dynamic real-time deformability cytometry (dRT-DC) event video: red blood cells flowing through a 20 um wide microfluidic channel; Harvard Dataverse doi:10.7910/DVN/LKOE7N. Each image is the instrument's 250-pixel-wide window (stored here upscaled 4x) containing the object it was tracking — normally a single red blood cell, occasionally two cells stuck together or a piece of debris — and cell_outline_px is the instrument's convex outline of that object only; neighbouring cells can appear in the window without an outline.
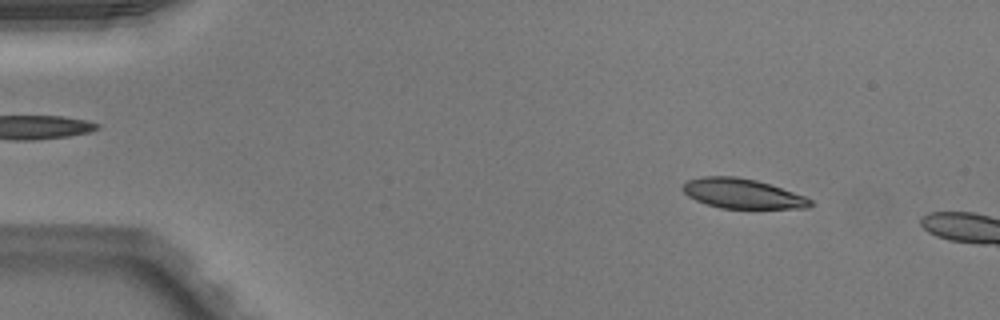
{"species": "Egyptian fruit bat (a non-hibernating species)", "species_latin": "Rousettus aegyptiacus", "temperature_condition": "warm", "stored_images_in_passage": 9, "camera_frame_rate_fps": 3000, "um_per_image_px": 0.085, "animal": {"sex": "male"}, "frame": {"image": 1, "passage_image": 6, "time_ms": 1.667, "image_size_px": [1000, 320], "cell_outline_px": [[812, 204], [808, 208], [720, 208], [696, 200], [688, 196], [680, 188], [688, 180], [704, 176], [736, 176], [756, 180], [804, 196], [812, 200]], "centroid_in_image_um": [63.07, 16.45], "position_along_channel_um": 21.9, "area_um2": 21.85}}